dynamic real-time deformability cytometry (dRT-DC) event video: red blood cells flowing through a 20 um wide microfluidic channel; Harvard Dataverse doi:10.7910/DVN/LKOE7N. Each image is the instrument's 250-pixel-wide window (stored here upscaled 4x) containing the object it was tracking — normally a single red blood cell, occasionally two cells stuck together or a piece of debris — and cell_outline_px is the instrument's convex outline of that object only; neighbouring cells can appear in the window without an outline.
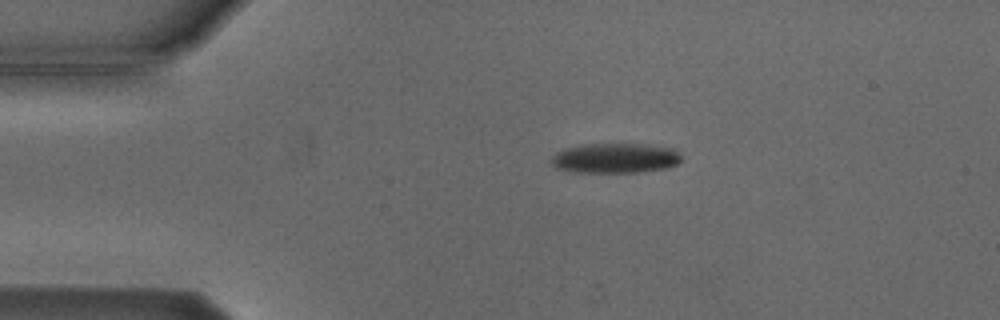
{"species": "Egyptian fruit bat (a non-hibernating species)", "species_latin": "Rousettus aegyptiacus", "temperature_condition": "cold", "stored_images_in_passage": 4, "camera_frame_rate_fps": 3000, "um_per_image_px": 0.085, "animal": {"sex": "male"}, "frame": {"image": 1, "passage_image": 1, "time_ms": 0.0, "image_size_px": [1000, 320], "cell_outline_px": [[680, 160], [676, 164], [668, 168], [640, 172], [572, 172], [556, 168], [552, 164], [552, 156], [556, 152], [564, 148], [588, 144], [640, 144], [672, 148], [680, 156]], "centroid_in_image_um": [52.26, 13.45], "position_along_channel_um": 32.7, "area_um2": 22.54}}
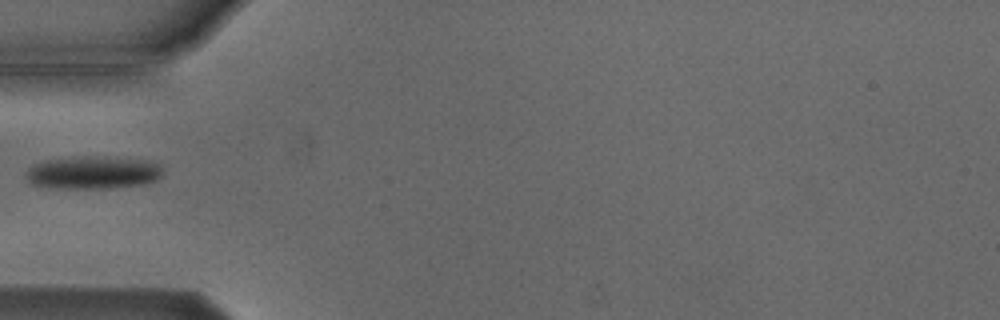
{"frame": {"image": 2, "passage_image": 3, "time_ms": 2.333, "image_size_px": [1000, 320], "cell_outline_px": [[164, 172], [156, 180], [144, 184], [108, 188], [64, 188], [32, 184], [28, 180], [28, 168], [32, 164], [44, 160], [72, 156], [96, 156], [148, 160], [160, 164]], "centroid_in_image_um": [7.94, 14.64], "position_along_channel_um": 77.1, "area_um2": 26.24}}
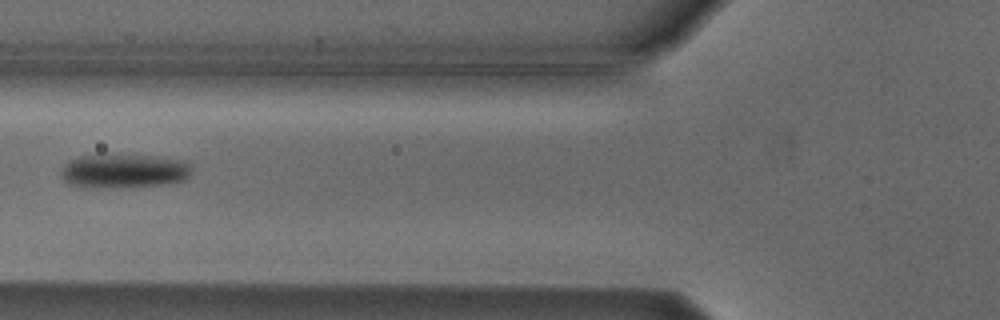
{"frame": {"image": 3, "passage_image": 4, "time_ms": 3.333, "image_size_px": [1000, 320], "cell_outline_px": [[192, 172], [184, 180], [160, 184], [120, 188], [80, 188], [68, 184], [60, 176], [60, 168], [68, 160], [80, 156], [152, 156], [188, 160], [192, 168]], "centroid_in_image_um": [10.49, 14.56], "position_along_channel_um": 115.3, "area_um2": 26.18}}